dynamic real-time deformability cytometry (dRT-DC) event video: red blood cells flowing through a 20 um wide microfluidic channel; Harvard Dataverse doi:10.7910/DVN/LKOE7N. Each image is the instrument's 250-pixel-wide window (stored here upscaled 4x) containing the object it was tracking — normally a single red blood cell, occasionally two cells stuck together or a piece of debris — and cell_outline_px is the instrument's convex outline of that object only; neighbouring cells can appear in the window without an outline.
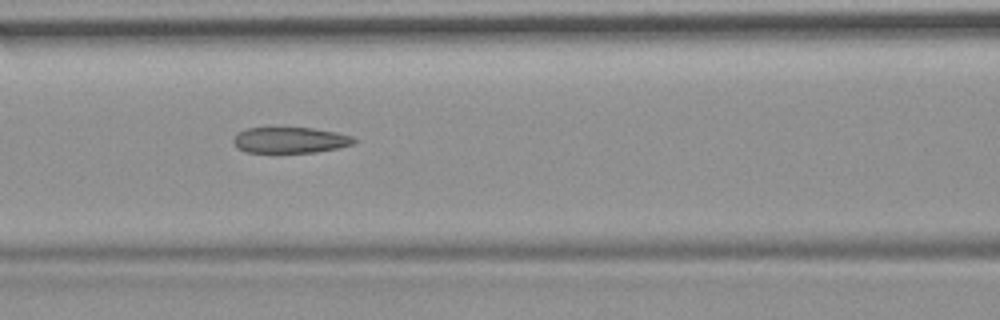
{"species": "common noctule bat (a hibernating species)", "species_latin": "Nyctalus noctula", "temperature_condition": "room temperature", "stored_images_in_passage": 55, "camera_frame_rate_fps": 3000, "um_per_image_px": 0.085, "animal": {"sex": "female", "body_mass_g": 19.9}, "frame": {"image": 1, "passage_image": 24, "time_ms": 7.667, "image_size_px": [1000, 320], "cell_outline_px": [[356, 140], [352, 144], [340, 148], [316, 152], [244, 152], [236, 148], [232, 140], [240, 132], [248, 128], [312, 128], [336, 132], [352, 136]], "centroid_in_image_um": [24.67, 11.92], "position_along_channel_um": 141.9, "area_um2": 18.09}, "authors_computed_cell_mechanics": {"area_um2": 20.23, "velocity_mm_per_s": 3.7242, "shape_relaxation_time_tau1_ms": null, "shape_relaxation_time_tau2_ms": 3.2558, "deformation_change_tau1": null, "deformation_change_tau2": 0.1201}}